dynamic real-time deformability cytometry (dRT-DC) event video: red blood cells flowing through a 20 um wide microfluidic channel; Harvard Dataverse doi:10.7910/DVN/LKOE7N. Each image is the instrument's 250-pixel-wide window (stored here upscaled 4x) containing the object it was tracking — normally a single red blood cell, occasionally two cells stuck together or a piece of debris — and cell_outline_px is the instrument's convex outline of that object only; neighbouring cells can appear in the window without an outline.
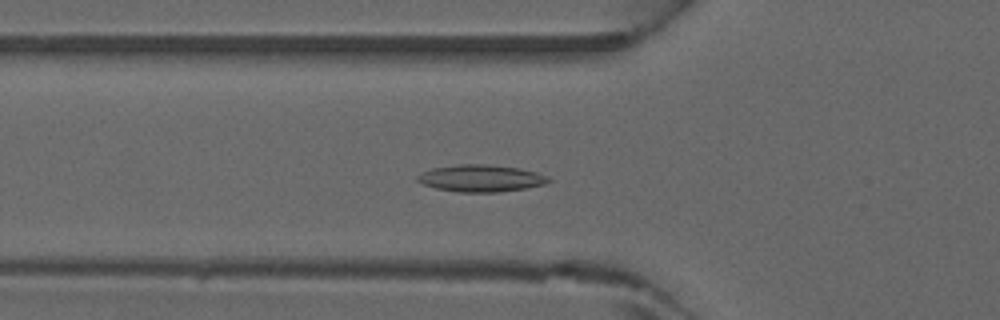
{"species": "common noctule bat (a hibernating species)", "species_latin": "Nyctalus noctula", "temperature_condition": "warm", "stored_images_in_passage": 21, "camera_frame_rate_fps": 3000, "um_per_image_px": 0.085, "animal": {"sex": "male", "forearm_length_mm": 52.5}, "frame": {"image": 1, "passage_image": 14, "time_ms": 4.333, "image_size_px": [1000, 320], "cell_outline_px": [[552, 180], [544, 184], [528, 188], [496, 192], [456, 192], [436, 188], [424, 184], [416, 180], [416, 176], [420, 172], [432, 168], [460, 164], [488, 164], [520, 168], [536, 172], [548, 176]], "centroid_in_image_um": [40.87, 15.15], "position_along_channel_um": 84.9, "area_um2": 20.75}}
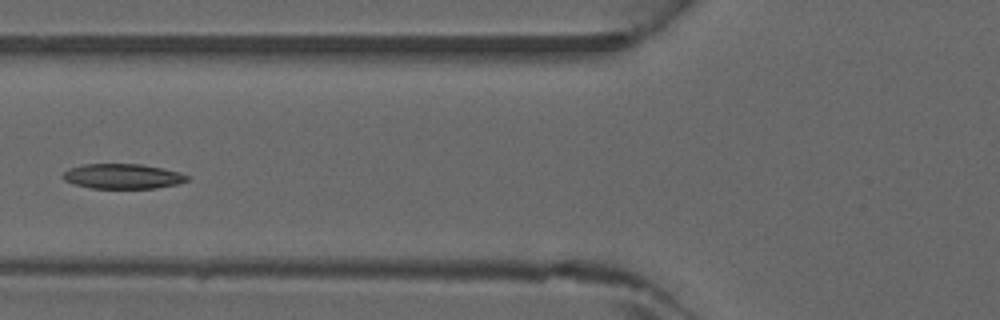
{"frame": {"image": 2, "passage_image": 16, "time_ms": 5.0, "image_size_px": [1000, 320], "cell_outline_px": [[188, 180], [176, 184], [156, 188], [88, 188], [72, 184], [64, 180], [60, 176], [68, 168], [84, 164], [140, 164], [164, 168], [180, 172], [188, 176]], "centroid_in_image_um": [10.37, 14.98], "position_along_channel_um": 115.4, "area_um2": 18.21}}